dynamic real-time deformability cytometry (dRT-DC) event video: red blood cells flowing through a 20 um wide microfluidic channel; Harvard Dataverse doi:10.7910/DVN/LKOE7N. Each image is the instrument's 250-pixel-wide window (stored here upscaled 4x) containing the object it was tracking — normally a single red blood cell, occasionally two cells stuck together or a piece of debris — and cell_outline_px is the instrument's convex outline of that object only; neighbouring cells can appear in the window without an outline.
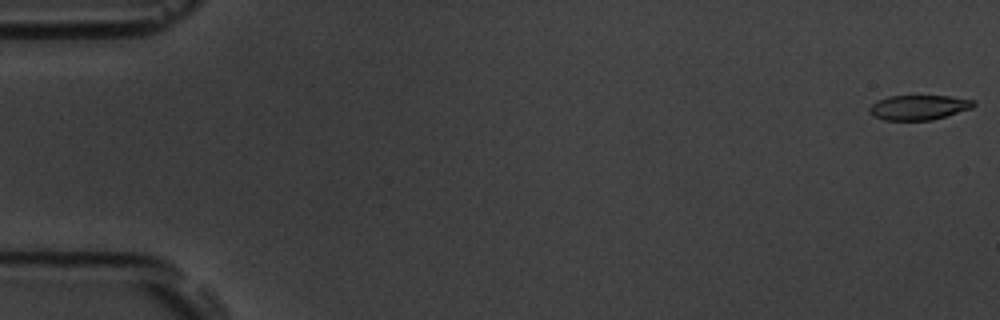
{"species": "common noctule bat (a hibernating species)", "species_latin": "Nyctalus noctula", "temperature_condition": "room temperature", "stored_images_in_passage": 57, "camera_frame_rate_fps": 3000, "um_per_image_px": 0.085, "animal": {"sex": "male", "body_mass_g": 19.5, "forearm_length_mm": 54.6}, "frame": {"image": 1, "passage_image": 1, "time_ms": 0.0, "image_size_px": [1000, 320], "cell_outline_px": [[976, 104], [972, 108], [932, 120], [884, 120], [872, 116], [868, 112], [868, 108], [876, 100], [888, 96], [948, 96], [976, 100]], "centroid_in_image_um": [78.06, 9.13], "position_along_channel_um": 6.9, "area_um2": 15.2}}
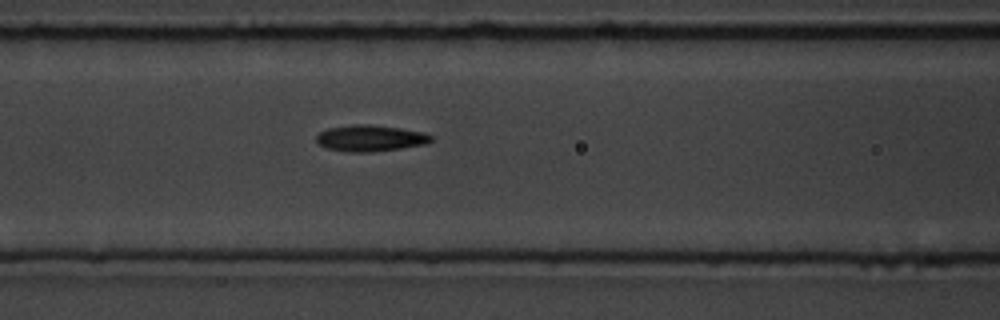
{"frame": {"image": 2, "passage_image": 24, "time_ms": 7.667, "image_size_px": [1000, 320], "cell_outline_px": [[432, 140], [428, 144], [400, 148], [368, 152], [348, 152], [328, 148], [320, 144], [316, 140], [316, 136], [320, 132], [328, 128], [352, 124], [368, 124], [400, 128], [424, 132], [432, 136]], "centroid_in_image_um": [31.49, 11.74], "position_along_channel_um": 135.1, "area_um2": 17.51}}
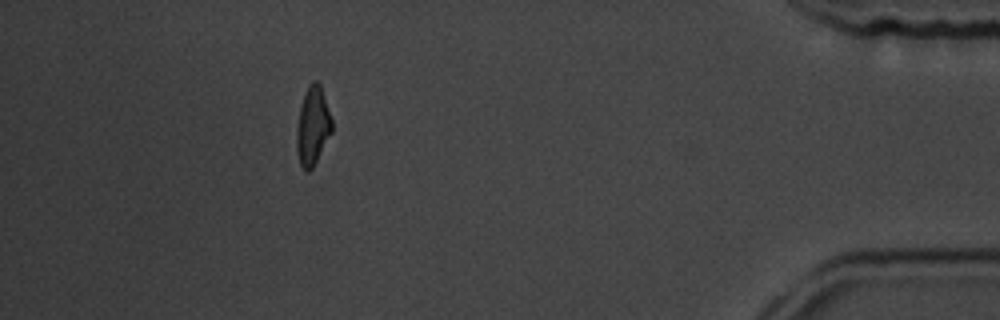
{"frame": {"image": 3, "passage_image": 51, "time_ms": 16.667, "image_size_px": [1000, 320], "cell_outline_px": [[332, 132], [312, 168], [308, 172], [300, 164], [296, 148], [296, 132], [300, 108], [308, 84], [312, 80], [316, 80], [320, 84], [332, 120]], "centroid_in_image_um": [26.58, 10.69], "position_along_channel_um": 408.6, "area_um2": 15.9}, "authors_computed_cell_mechanics": {"area_um2": 16.4152, "velocity_mm_per_s": 3.651, "shape_relaxation_time_tau1_ms": 2.6403, "shape_relaxation_time_tau2_ms": 3.8256, "deformation_change_tau1": 0.1523, "deformation_change_tau2": 0.1415}}